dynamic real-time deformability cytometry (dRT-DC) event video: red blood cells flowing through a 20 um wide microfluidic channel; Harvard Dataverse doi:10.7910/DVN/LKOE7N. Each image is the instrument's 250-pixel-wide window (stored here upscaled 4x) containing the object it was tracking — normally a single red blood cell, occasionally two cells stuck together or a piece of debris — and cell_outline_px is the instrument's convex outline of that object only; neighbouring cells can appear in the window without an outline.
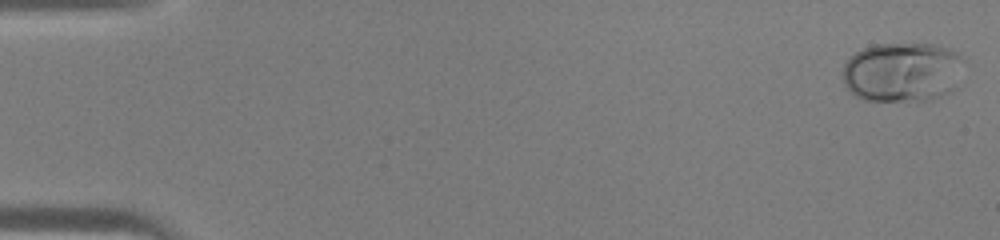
{"species": "human", "species_latin": "Homo sapiens", "temperature_condition": "warm", "stored_images_in_passage": 45, "camera_frame_rate_fps": 3000, "um_per_image_px": 0.085, "donor": {"sex": "male"}, "frame": {"image": 1, "passage_image": 1, "time_ms": 0.0, "image_size_px": [1000, 240], "cell_outline_px": [[960, 52], [956, 88], [932, 100], [864, 100], [848, 92], [844, 84], [844, 64], [848, 56], [872, 44], [932, 44], [952, 48]], "centroid_in_image_um": [76.65, 6.11], "position_along_channel_um": 8.4, "area_um2": 42.08}}
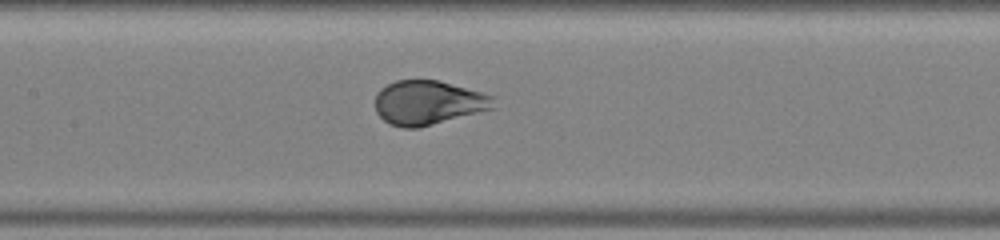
{"frame": {"image": 2, "passage_image": 22, "time_ms": 7.0, "image_size_px": [1000, 240], "cell_outline_px": [[496, 108], [420, 128], [404, 128], [388, 124], [376, 112], [376, 92], [380, 88], [396, 80], [440, 80], [496, 96]], "centroid_in_image_um": [36.44, 8.73], "position_along_channel_um": 171.0, "area_um2": 31.04}}
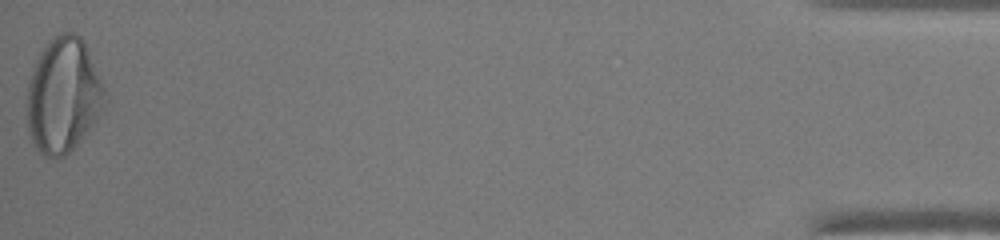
{"frame": {"image": 3, "passage_image": 45, "time_ms": 14.667, "image_size_px": [1000, 240], "cell_outline_px": [[104, 92], [96, 120], [76, 144], [64, 156], [56, 160], [44, 156], [36, 148], [28, 132], [28, 80], [32, 68], [40, 52], [48, 40], [60, 32], [72, 32], [80, 36], [84, 44]], "centroid_in_image_um": [5.29, 8.12], "position_along_channel_um": 429.9, "area_um2": 50.81}}